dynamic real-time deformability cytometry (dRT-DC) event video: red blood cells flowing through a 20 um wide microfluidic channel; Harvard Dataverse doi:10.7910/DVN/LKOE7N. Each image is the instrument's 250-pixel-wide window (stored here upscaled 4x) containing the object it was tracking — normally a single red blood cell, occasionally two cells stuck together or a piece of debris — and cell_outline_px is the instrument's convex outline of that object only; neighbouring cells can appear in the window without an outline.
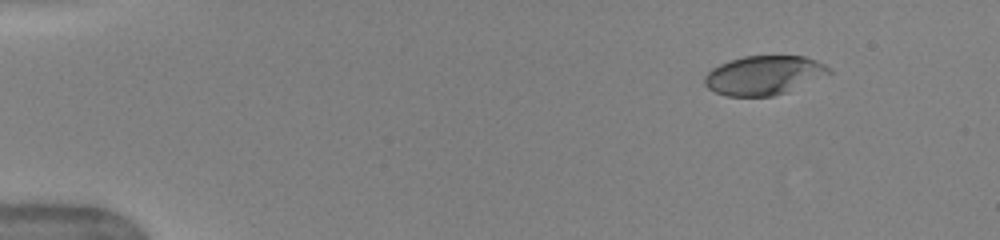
{"species": "human", "species_latin": "Homo sapiens", "temperature_condition": "warm", "stored_images_in_passage": 5, "camera_frame_rate_fps": 3000, "um_per_image_px": 0.085, "donor": {"sex": "female"}, "frame": {"image": 1, "passage_image": 1, "time_ms": 0.0, "image_size_px": [1000, 240], "cell_outline_px": [[832, 72], [788, 92], [772, 96], [728, 96], [716, 92], [708, 88], [704, 84], [704, 76], [712, 68], [728, 60], [744, 56], [804, 56], [816, 60], [824, 64]], "centroid_in_image_um": [64.9, 6.39], "position_along_channel_um": 20.1, "area_um2": 28.21}}
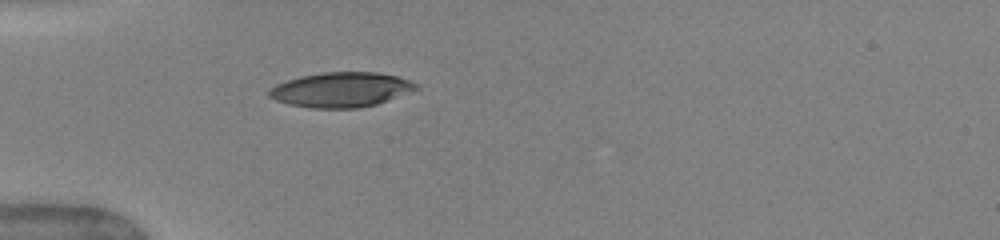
{"frame": {"image": 2, "passage_image": 5, "time_ms": 3.333, "image_size_px": [1000, 240], "cell_outline_px": [[420, 88], [388, 100], [376, 104], [356, 108], [312, 108], [288, 104], [276, 100], [268, 96], [268, 88], [276, 84], [300, 76], [324, 72], [376, 72], [396, 76], [420, 84]], "centroid_in_image_um": [28.98, 7.62], "position_along_channel_um": 56.0, "area_um2": 29.82}}